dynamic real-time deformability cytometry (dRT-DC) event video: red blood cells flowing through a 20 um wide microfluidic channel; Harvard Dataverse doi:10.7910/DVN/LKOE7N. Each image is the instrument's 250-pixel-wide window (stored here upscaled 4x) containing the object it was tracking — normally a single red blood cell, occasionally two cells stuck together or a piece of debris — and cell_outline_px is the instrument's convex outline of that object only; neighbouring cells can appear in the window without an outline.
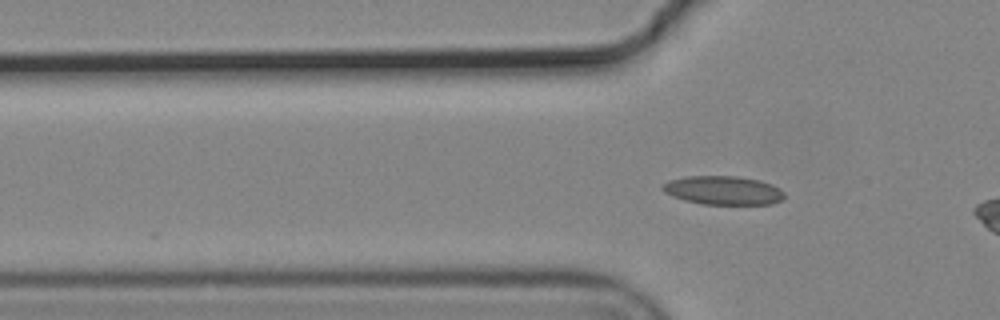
{"species": "common noctule bat (a hibernating species)", "species_latin": "Nyctalus noctula", "temperature_condition": "cold", "stored_images_in_passage": 3, "camera_frame_rate_fps": 3000, "um_per_image_px": 0.085, "animal": {"sex": "male", "body_mass_g": 19.2, "forearm_length_mm": 51.8}, "frame": {"image": 1, "passage_image": 3, "time_ms": 0.667, "image_size_px": [1000, 320], "cell_outline_px": [[784, 196], [780, 200], [772, 204], [700, 204], [684, 200], [672, 196], [664, 192], [660, 188], [668, 180], [684, 176], [736, 176], [760, 180], [772, 184], [780, 188], [784, 192]], "centroid_in_image_um": [61.45, 16.17], "position_along_channel_um": 64.4, "area_um2": 20.52}}